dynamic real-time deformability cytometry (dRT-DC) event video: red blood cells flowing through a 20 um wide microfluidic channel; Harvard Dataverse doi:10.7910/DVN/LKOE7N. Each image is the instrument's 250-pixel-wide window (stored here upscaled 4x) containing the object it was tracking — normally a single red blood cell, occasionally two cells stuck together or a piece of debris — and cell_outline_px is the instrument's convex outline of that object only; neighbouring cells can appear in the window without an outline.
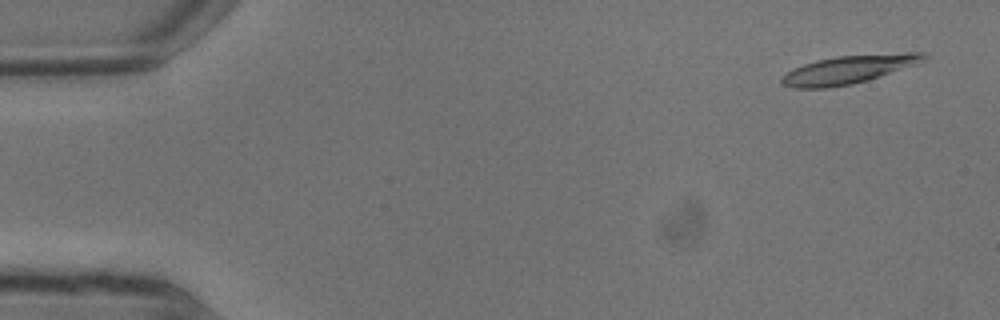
{"species": "common noctule bat (a hibernating species)", "species_latin": "Nyctalus noctula", "temperature_condition": "warm", "stored_images_in_passage": 6, "camera_frame_rate_fps": 3000, "um_per_image_px": 0.085, "animal": {"sex": "male", "body_mass_g": 13.3}, "frame": {"image": 1, "passage_image": 1, "time_ms": 0.0, "image_size_px": [1000, 320], "cell_outline_px": [[928, 60], [920, 64], [868, 80], [852, 84], [828, 88], [792, 88], [780, 84], [780, 76], [804, 64], [816, 60], [836, 56], [904, 52], [928, 52]], "centroid_in_image_um": [72.22, 5.9], "position_along_channel_um": 12.8, "area_um2": 23.93}}